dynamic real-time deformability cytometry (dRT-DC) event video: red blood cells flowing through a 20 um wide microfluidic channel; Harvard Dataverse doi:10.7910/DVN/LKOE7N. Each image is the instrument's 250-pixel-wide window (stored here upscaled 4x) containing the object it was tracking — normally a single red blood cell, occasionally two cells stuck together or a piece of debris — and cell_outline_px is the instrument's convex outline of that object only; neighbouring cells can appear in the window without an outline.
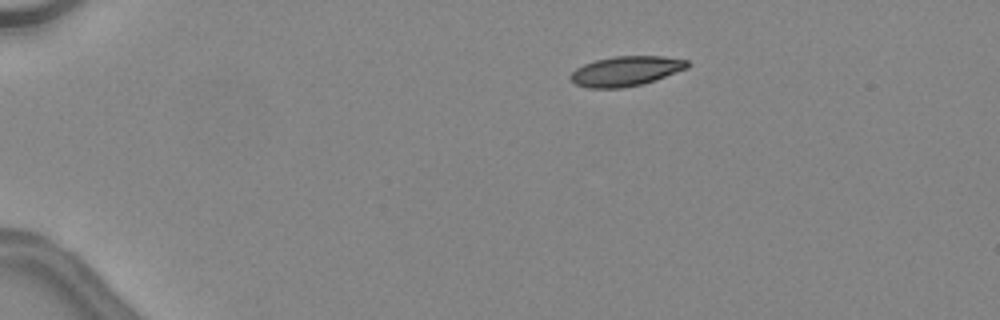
{"species": "common noctule bat (a hibernating species)", "species_latin": "Nyctalus noctula", "temperature_condition": "warm", "stored_images_in_passage": 38, "camera_frame_rate_fps": 3000, "um_per_image_px": 0.085, "animal": {"sex": "female", "body_mass_g": 24.6, "forearm_length_mm": 56.2}, "frame": {"image": 1, "passage_image": 1, "time_ms": 0.0, "image_size_px": [1000, 320], "cell_outline_px": [[688, 68], [656, 80], [644, 84], [624, 88], [588, 88], [576, 84], [568, 76], [576, 68], [584, 64], [596, 60], [616, 56], [664, 56], [688, 60]], "centroid_in_image_um": [53.21, 6.05], "position_along_channel_um": 31.8, "area_um2": 20.4}}
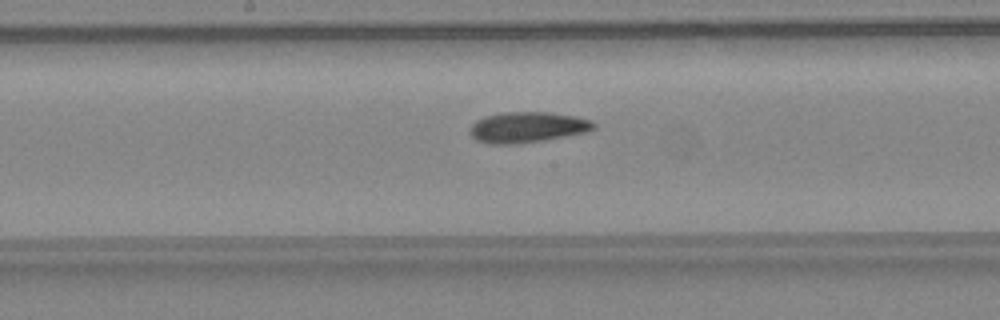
{"frame": {"image": 2, "passage_image": 18, "time_ms": 5.667, "image_size_px": [1000, 320], "cell_outline_px": [[596, 128], [588, 132], [516, 144], [488, 144], [476, 140], [468, 132], [472, 124], [476, 120], [484, 116], [500, 112], [548, 112], [576, 116], [592, 120], [596, 124]], "centroid_in_image_um": [44.81, 10.8], "position_along_channel_um": 203.4, "area_um2": 22.31}}
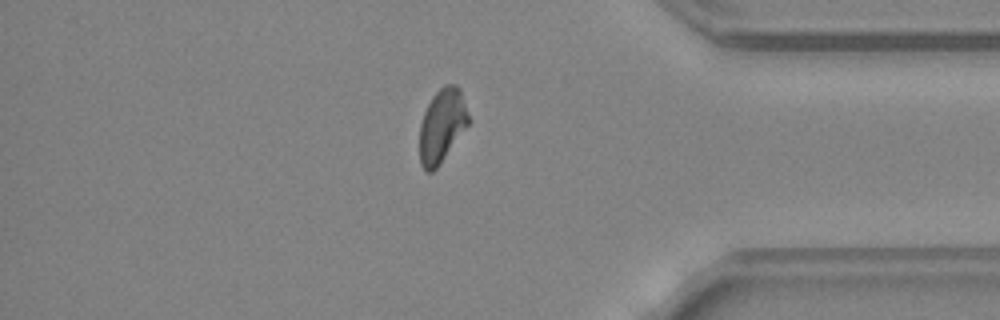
{"frame": {"image": 3, "passage_image": 32, "time_ms": 10.333, "image_size_px": [1000, 320], "cell_outline_px": [[472, 120], [440, 164], [432, 172], [428, 172], [420, 164], [420, 124], [424, 112], [432, 96], [444, 84], [456, 84], [460, 88]], "centroid_in_image_um": [37.6, 10.65], "position_along_channel_um": 397.6, "area_um2": 21.21}, "authors_computed_cell_mechanics": {"area_um2": 21.386, "velocity_mm_per_s": 4.5454, "shape_relaxation_time_tau1_ms": null, "shape_relaxation_time_tau2_ms": 3.4502, "deformation_change_tau1": null, "deformation_change_tau2": 0.1074}}